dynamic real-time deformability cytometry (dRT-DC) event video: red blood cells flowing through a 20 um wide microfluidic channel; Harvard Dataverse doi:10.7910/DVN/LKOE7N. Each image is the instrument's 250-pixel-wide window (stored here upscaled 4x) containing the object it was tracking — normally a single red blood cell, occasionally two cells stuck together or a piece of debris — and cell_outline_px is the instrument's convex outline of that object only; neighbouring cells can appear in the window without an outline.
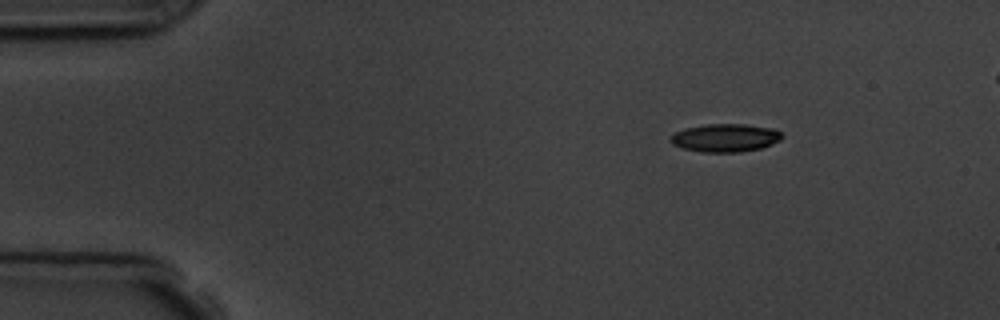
{"species": "common noctule bat (a hibernating species)", "species_latin": "Nyctalus noctula", "temperature_condition": "room temperature", "stored_images_in_passage": 4, "camera_frame_rate_fps": 3000, "um_per_image_px": 0.085, "animal": {"sex": "male", "body_mass_g": 19.5, "forearm_length_mm": 54.6}, "frame": {"image": 1, "passage_image": 1, "time_ms": 0.0, "image_size_px": [1000, 320], "cell_outline_px": [[784, 136], [780, 140], [772, 144], [760, 148], [740, 152], [704, 152], [684, 148], [672, 144], [668, 140], [676, 132], [684, 128], [704, 124], [744, 124], [772, 128], [780, 132]], "centroid_in_image_um": [61.65, 11.71], "position_along_channel_um": 23.4, "area_um2": 18.21}}